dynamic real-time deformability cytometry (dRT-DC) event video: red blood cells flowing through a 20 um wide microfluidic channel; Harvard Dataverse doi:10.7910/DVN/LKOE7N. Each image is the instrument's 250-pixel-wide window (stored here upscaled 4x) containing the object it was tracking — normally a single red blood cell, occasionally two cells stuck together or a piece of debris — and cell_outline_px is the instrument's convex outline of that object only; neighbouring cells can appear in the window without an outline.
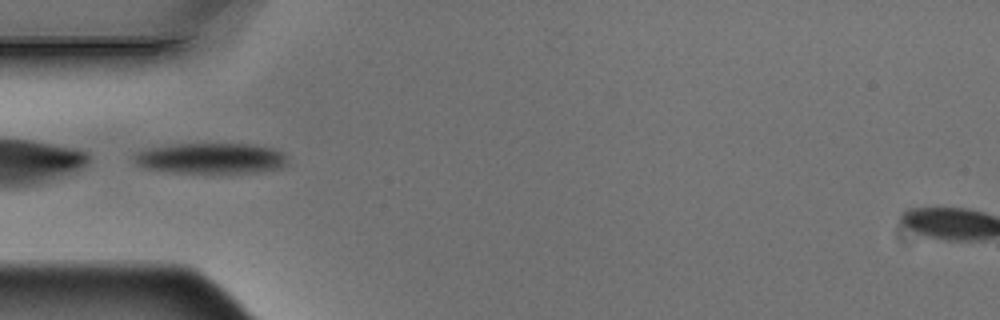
{"species": "Egyptian fruit bat (a non-hibernating species)", "species_latin": "Rousettus aegyptiacus", "temperature_condition": "warm", "stored_images_in_passage": 7, "camera_frame_rate_fps": 3000, "um_per_image_px": 0.085, "animal": {"sex": "male"}, "frame": {"image": 1, "passage_image": 4, "time_ms": 1.0, "image_size_px": [1000, 320], "cell_outline_px": [[288, 164], [280, 168], [256, 172], [172, 172], [144, 168], [136, 164], [132, 156], [136, 152], [144, 148], [172, 144], [252, 144], [272, 148], [284, 152], [288, 156]], "centroid_in_image_um": [17.92, 13.44], "position_along_channel_um": 67.1, "area_um2": 27.63}}
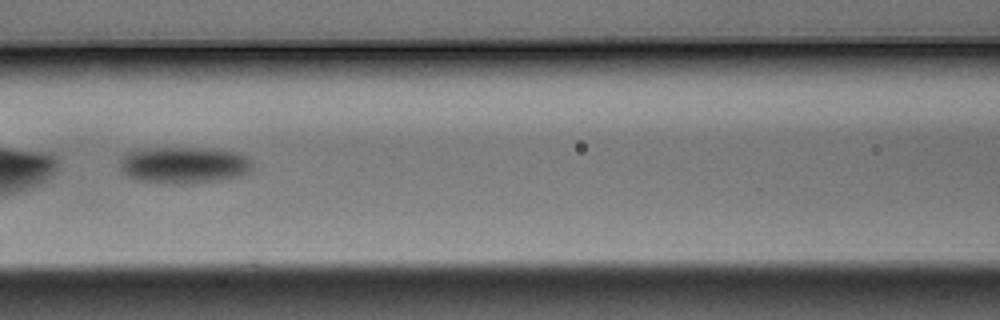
{"frame": {"image": 2, "passage_image": 6, "time_ms": 1.667, "image_size_px": [1000, 320], "cell_outline_px": [[252, 164], [248, 172], [240, 176], [220, 180], [192, 184], [168, 184], [140, 180], [128, 176], [120, 168], [120, 156], [128, 152], [156, 148], [212, 148], [240, 152]], "centroid_in_image_um": [15.64, 14.04], "position_along_channel_um": 151.0, "area_um2": 28.38}}
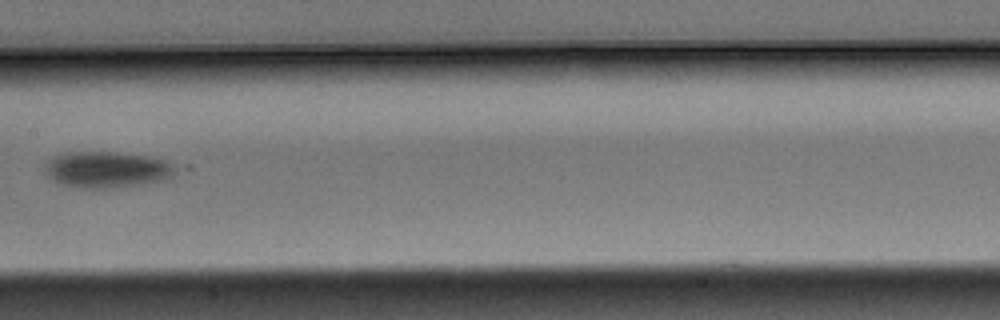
{"frame": {"image": 3, "passage_image": 7, "time_ms": 2.0, "image_size_px": [1000, 320], "cell_outline_px": [[176, 172], [172, 180], [104, 188], [84, 188], [64, 184], [52, 180], [48, 176], [44, 168], [48, 160], [52, 156], [60, 152], [112, 152], [148, 156], [164, 160], [172, 164]], "centroid_in_image_um": [9.09, 14.4], "position_along_channel_um": 198.3, "area_um2": 27.57}}